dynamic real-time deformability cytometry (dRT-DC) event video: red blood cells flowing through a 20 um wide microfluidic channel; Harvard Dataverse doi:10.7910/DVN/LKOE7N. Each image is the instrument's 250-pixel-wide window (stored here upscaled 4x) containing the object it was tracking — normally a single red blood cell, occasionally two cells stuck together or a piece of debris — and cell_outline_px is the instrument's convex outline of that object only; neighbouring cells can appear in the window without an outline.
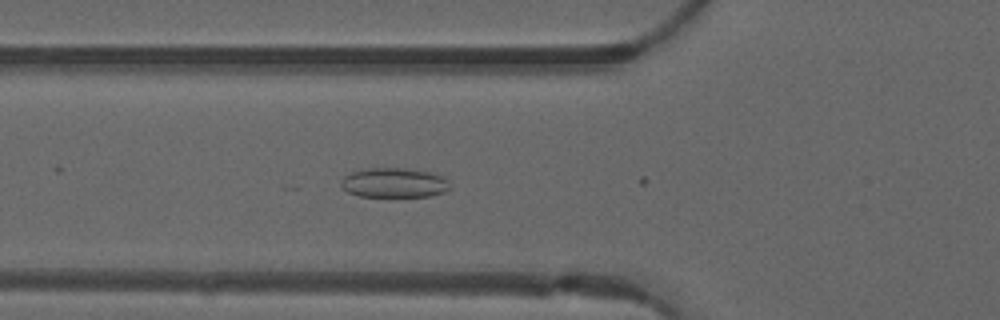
{"species": "common noctule bat (a hibernating species)", "species_latin": "Nyctalus noctula", "temperature_condition": "warm", "stored_images_in_passage": 3, "camera_frame_rate_fps": 3000, "um_per_image_px": 0.085, "animal": {"sex": "male", "forearm_length_mm": 52.5}, "frame": {"image": 1, "passage_image": 2, "time_ms": 0.333, "image_size_px": [1000, 320], "cell_outline_px": [[452, 188], [444, 192], [428, 196], [360, 196], [348, 192], [340, 184], [344, 176], [352, 172], [368, 168], [404, 168], [428, 172], [444, 176], [448, 180]], "centroid_in_image_um": [33.53, 15.53], "position_along_channel_um": 92.3, "area_um2": 18.73}}